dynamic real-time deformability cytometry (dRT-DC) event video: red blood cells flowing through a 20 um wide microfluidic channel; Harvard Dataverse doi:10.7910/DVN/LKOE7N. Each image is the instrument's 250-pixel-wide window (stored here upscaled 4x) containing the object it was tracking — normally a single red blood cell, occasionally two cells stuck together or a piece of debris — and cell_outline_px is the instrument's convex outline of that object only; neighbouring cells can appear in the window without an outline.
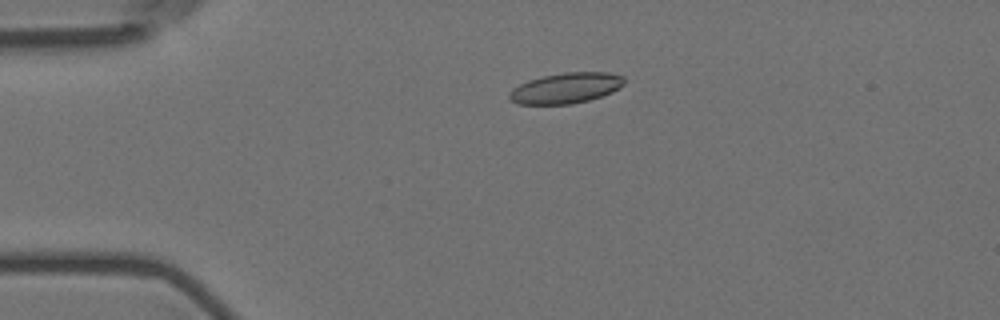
{"species": "Egyptian fruit bat (a non-hibernating species)", "species_latin": "Rousettus aegyptiacus", "temperature_condition": "room temperature", "stored_images_in_passage": 11, "camera_frame_rate_fps": 3000, "um_per_image_px": 0.085, "animal": {"sex": "female"}, "frame": {"image": 1, "passage_image": 2, "time_ms": 0.333, "image_size_px": [1000, 320], "cell_outline_px": [[624, 84], [620, 88], [612, 92], [588, 100], [572, 104], [516, 104], [508, 96], [512, 88], [528, 80], [544, 76], [564, 72], [608, 72], [624, 76]], "centroid_in_image_um": [48.11, 7.48], "position_along_channel_um": 36.9, "area_um2": 20.46}}
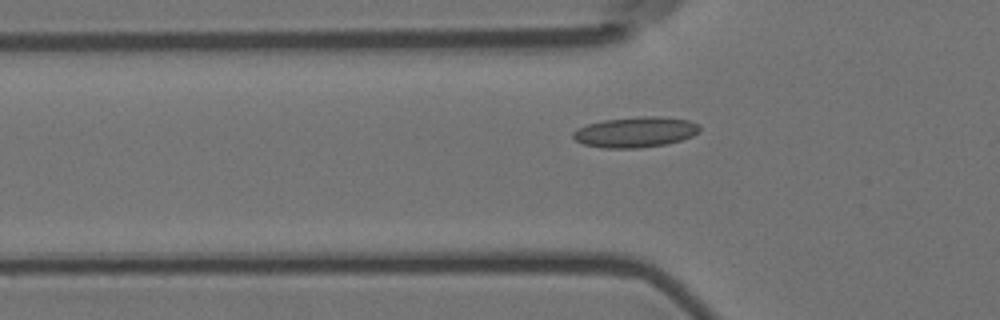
{"frame": {"image": 2, "passage_image": 8, "time_ms": 2.333, "image_size_px": [1000, 320], "cell_outline_px": [[700, 132], [692, 136], [680, 140], [664, 144], [640, 148], [600, 148], [584, 144], [576, 140], [572, 136], [572, 132], [576, 128], [588, 124], [604, 120], [644, 116], [660, 116], [688, 120], [700, 124]], "centroid_in_image_um": [54.01, 11.23], "position_along_channel_um": 71.8, "area_um2": 22.54}}
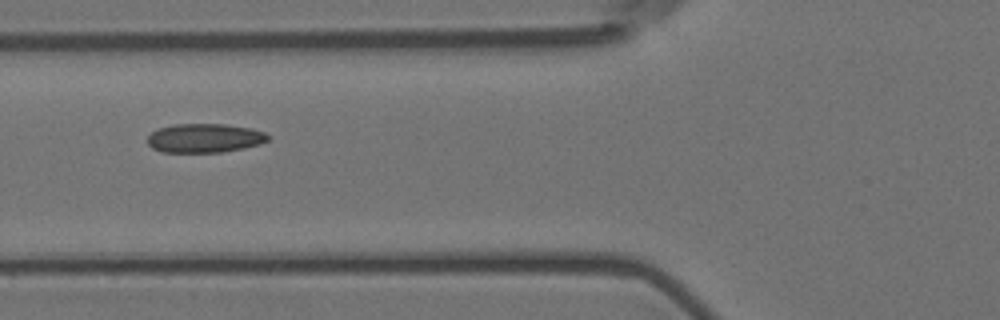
{"frame": {"image": 3, "passage_image": 11, "time_ms": 3.333, "image_size_px": [1000, 320], "cell_outline_px": [[268, 140], [260, 144], [244, 148], [220, 152], [164, 152], [152, 148], [148, 144], [148, 136], [152, 132], [160, 128], [172, 124], [224, 124], [252, 128], [264, 132], [268, 136]], "centroid_in_image_um": [17.39, 11.73], "position_along_channel_um": 108.4, "area_um2": 20.29}}